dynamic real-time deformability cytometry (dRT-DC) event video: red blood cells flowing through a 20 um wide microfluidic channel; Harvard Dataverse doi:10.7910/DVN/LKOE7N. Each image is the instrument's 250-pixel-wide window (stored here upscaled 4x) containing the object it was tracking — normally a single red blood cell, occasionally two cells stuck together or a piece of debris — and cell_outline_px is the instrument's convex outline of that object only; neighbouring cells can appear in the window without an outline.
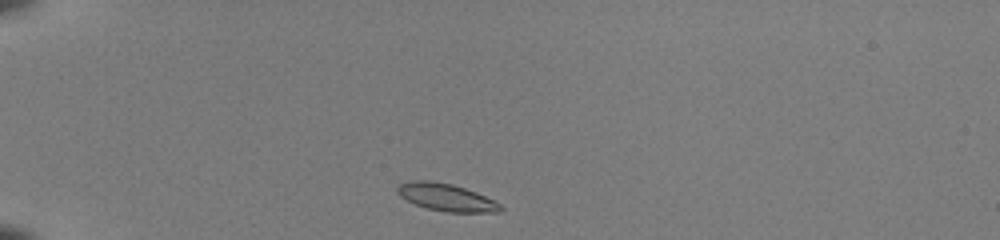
{"species": "common noctule bat (a hibernating species)", "species_latin": "Nyctalus noctula", "temperature_condition": "room temperature", "stored_images_in_passage": 37, "camera_frame_rate_fps": 3000, "um_per_image_px": 0.085, "animal": {"sex": "female", "body_mass_g": 22.0, "forearm_length_mm": 56.7}, "frame": {"image": 1, "passage_image": 1, "time_ms": 0.0, "image_size_px": [1000, 240], "cell_outline_px": [[504, 208], [500, 212], [448, 212], [428, 208], [416, 204], [400, 196], [396, 192], [396, 188], [400, 184], [408, 180], [432, 180], [452, 184], [476, 192], [496, 200]], "centroid_in_image_um": [37.95, 16.76], "position_along_channel_um": 47.0, "area_um2": 16.53}}
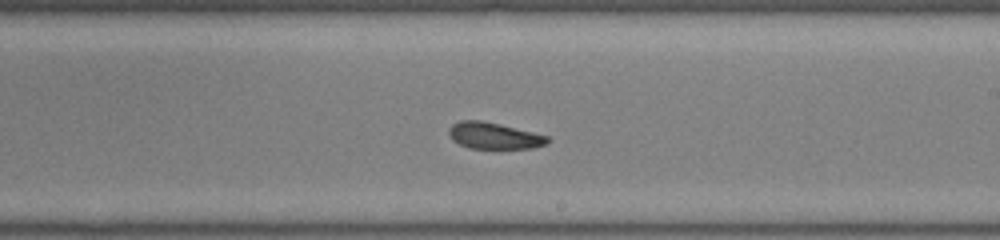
{"frame": {"image": 2, "passage_image": 19, "time_ms": 6.0, "image_size_px": [1000, 240], "cell_outline_px": [[552, 140], [548, 144], [532, 148], [468, 148], [452, 140], [448, 132], [448, 128], [452, 124], [460, 120], [480, 120], [500, 124], [548, 136]], "centroid_in_image_um": [41.99, 11.53], "position_along_channel_um": 247.0, "area_um2": 15.26}}
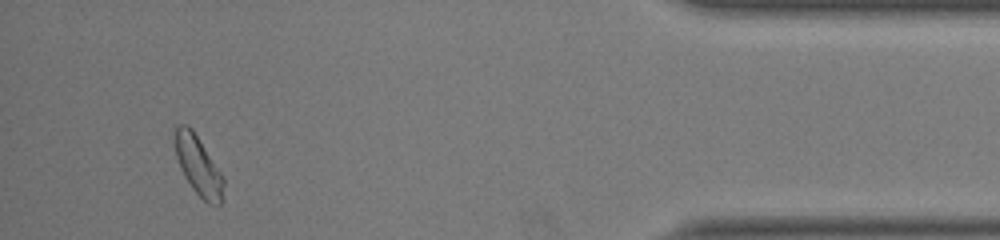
{"frame": {"image": 3, "passage_image": 35, "time_ms": 11.333, "image_size_px": [1000, 240], "cell_outline_px": [[224, 184], [220, 204], [208, 204], [192, 188], [184, 176], [180, 168], [176, 156], [176, 124], [188, 124], [192, 128], [220, 172], [224, 180]], "centroid_in_image_um": [16.84, 14.07], "position_along_channel_um": 418.4, "area_um2": 16.3}, "authors_computed_cell_mechanics": {"area_um2": 16.2996, "velocity_mm_per_s": 4.0526, "shape_relaxation_time_tau1_ms": 2.7792, "shape_relaxation_time_tau2_ms": 3.9376, "deformation_change_tau1": 0.0898, "deformation_change_tau2": 0.0841}}